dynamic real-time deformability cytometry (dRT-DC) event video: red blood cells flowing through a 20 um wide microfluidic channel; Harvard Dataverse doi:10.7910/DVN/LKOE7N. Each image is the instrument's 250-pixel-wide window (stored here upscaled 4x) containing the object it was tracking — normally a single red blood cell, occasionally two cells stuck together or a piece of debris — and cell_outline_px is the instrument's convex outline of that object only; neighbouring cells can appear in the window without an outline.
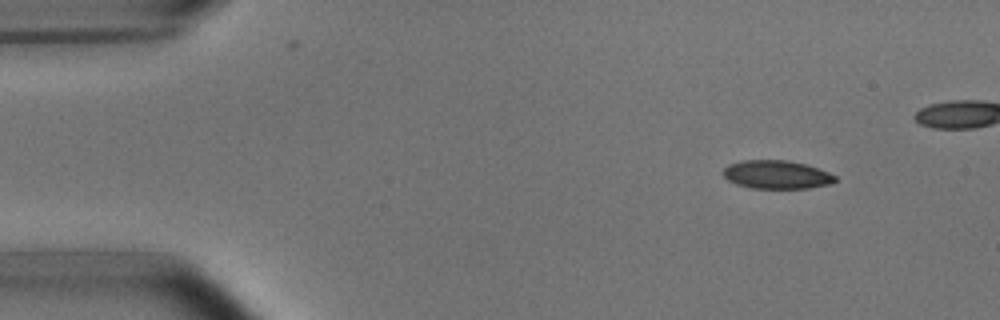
{"species": "common noctule bat (a hibernating species)", "species_latin": "Nyctalus noctula", "temperature_condition": "room temperature", "stored_images_in_passage": 9, "camera_frame_rate_fps": 3000, "um_per_image_px": 0.085, "animal": {"sex": "male", "body_mass_g": 15.6}, "frame": {"image": 1, "passage_image": 2, "time_ms": 1.0, "image_size_px": [1000, 320], "cell_outline_px": [[836, 180], [828, 184], [808, 188], [752, 188], [736, 184], [728, 180], [720, 172], [728, 164], [740, 160], [788, 160], [804, 164], [828, 172], [836, 176]], "centroid_in_image_um": [65.95, 14.83], "position_along_channel_um": 19.1, "area_um2": 18.5}}
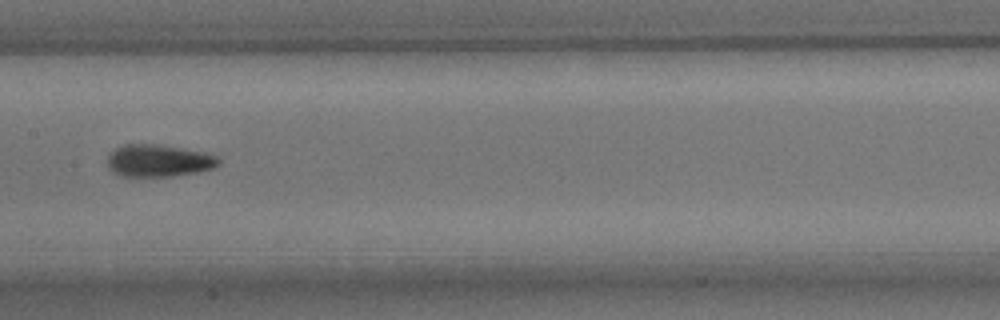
{"frame": {"image": 2, "passage_image": 7, "time_ms": 8.0, "image_size_px": [1000, 320], "cell_outline_px": [[220, 164], [212, 168], [200, 172], [172, 176], [120, 176], [112, 172], [108, 168], [108, 156], [116, 148], [124, 144], [156, 144], [204, 152], [216, 156], [220, 160]], "centroid_in_image_um": [13.48, 13.66], "position_along_channel_um": 193.9, "area_um2": 20.87}}
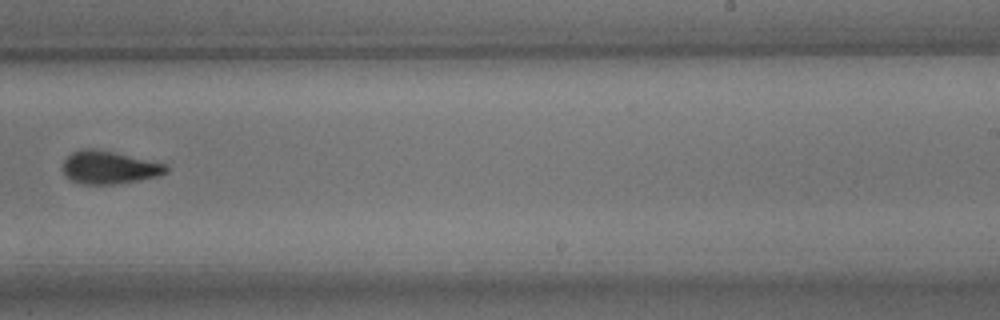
{"frame": {"image": 3, "passage_image": 9, "time_ms": 10.333, "image_size_px": [1000, 320], "cell_outline_px": [[168, 172], [160, 176], [140, 180], [112, 184], [84, 184], [72, 180], [64, 176], [64, 160], [72, 152], [84, 148], [92, 148], [112, 152], [168, 164]], "centroid_in_image_um": [9.31, 14.24], "position_along_channel_um": 279.7, "area_um2": 19.71}}